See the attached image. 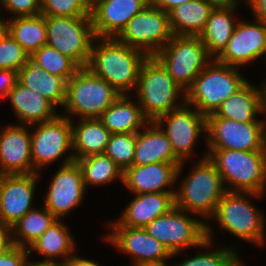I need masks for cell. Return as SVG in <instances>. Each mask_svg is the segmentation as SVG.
Masks as SVG:
<instances>
[{"label": "cell", "instance_id": "obj_1", "mask_svg": "<svg viewBox=\"0 0 266 266\" xmlns=\"http://www.w3.org/2000/svg\"><path fill=\"white\" fill-rule=\"evenodd\" d=\"M92 44L87 68L97 77L106 80L120 94L136 90L140 68L148 55L129 47L116 38L96 37Z\"/></svg>", "mask_w": 266, "mask_h": 266}, {"label": "cell", "instance_id": "obj_2", "mask_svg": "<svg viewBox=\"0 0 266 266\" xmlns=\"http://www.w3.org/2000/svg\"><path fill=\"white\" fill-rule=\"evenodd\" d=\"M206 153L221 175L223 184L231 185L226 191L265 193L266 150L210 149Z\"/></svg>", "mask_w": 266, "mask_h": 266}, {"label": "cell", "instance_id": "obj_3", "mask_svg": "<svg viewBox=\"0 0 266 266\" xmlns=\"http://www.w3.org/2000/svg\"><path fill=\"white\" fill-rule=\"evenodd\" d=\"M238 68L222 64L214 58L195 77L186 91L185 103L206 117L214 114L227 98L248 82Z\"/></svg>", "mask_w": 266, "mask_h": 266}, {"label": "cell", "instance_id": "obj_4", "mask_svg": "<svg viewBox=\"0 0 266 266\" xmlns=\"http://www.w3.org/2000/svg\"><path fill=\"white\" fill-rule=\"evenodd\" d=\"M191 171L175 191V207L205 219L212 218L227 187L207 154Z\"/></svg>", "mask_w": 266, "mask_h": 266}, {"label": "cell", "instance_id": "obj_5", "mask_svg": "<svg viewBox=\"0 0 266 266\" xmlns=\"http://www.w3.org/2000/svg\"><path fill=\"white\" fill-rule=\"evenodd\" d=\"M135 91L138 104L149 121H156L160 116L185 104L186 92L154 56H148L143 62ZM181 94L184 97L177 104Z\"/></svg>", "mask_w": 266, "mask_h": 266}, {"label": "cell", "instance_id": "obj_6", "mask_svg": "<svg viewBox=\"0 0 266 266\" xmlns=\"http://www.w3.org/2000/svg\"><path fill=\"white\" fill-rule=\"evenodd\" d=\"M188 212L173 207L144 227L146 232L162 243L172 257L180 254L186 247L209 248L213 243L209 224L195 219Z\"/></svg>", "mask_w": 266, "mask_h": 266}, {"label": "cell", "instance_id": "obj_7", "mask_svg": "<svg viewBox=\"0 0 266 266\" xmlns=\"http://www.w3.org/2000/svg\"><path fill=\"white\" fill-rule=\"evenodd\" d=\"M121 94L87 67L80 68L68 81L64 117L75 114L83 118H99Z\"/></svg>", "mask_w": 266, "mask_h": 266}, {"label": "cell", "instance_id": "obj_8", "mask_svg": "<svg viewBox=\"0 0 266 266\" xmlns=\"http://www.w3.org/2000/svg\"><path fill=\"white\" fill-rule=\"evenodd\" d=\"M154 57L185 92L212 61L199 36L175 34Z\"/></svg>", "mask_w": 266, "mask_h": 266}, {"label": "cell", "instance_id": "obj_9", "mask_svg": "<svg viewBox=\"0 0 266 266\" xmlns=\"http://www.w3.org/2000/svg\"><path fill=\"white\" fill-rule=\"evenodd\" d=\"M246 194V195H245ZM261 197L262 194L252 192H226L217 205L211 219L229 233L242 240L253 242L261 247L265 239L264 215L247 200L246 197Z\"/></svg>", "mask_w": 266, "mask_h": 266}, {"label": "cell", "instance_id": "obj_10", "mask_svg": "<svg viewBox=\"0 0 266 266\" xmlns=\"http://www.w3.org/2000/svg\"><path fill=\"white\" fill-rule=\"evenodd\" d=\"M47 45L72 59L80 68L87 67L96 36L91 17H47Z\"/></svg>", "mask_w": 266, "mask_h": 266}, {"label": "cell", "instance_id": "obj_11", "mask_svg": "<svg viewBox=\"0 0 266 266\" xmlns=\"http://www.w3.org/2000/svg\"><path fill=\"white\" fill-rule=\"evenodd\" d=\"M172 36L169 13L148 3L129 20L116 39L129 47L143 51L148 56H154Z\"/></svg>", "mask_w": 266, "mask_h": 266}, {"label": "cell", "instance_id": "obj_12", "mask_svg": "<svg viewBox=\"0 0 266 266\" xmlns=\"http://www.w3.org/2000/svg\"><path fill=\"white\" fill-rule=\"evenodd\" d=\"M206 143L209 149L240 151L266 150L263 122H245L227 118H206Z\"/></svg>", "mask_w": 266, "mask_h": 266}, {"label": "cell", "instance_id": "obj_13", "mask_svg": "<svg viewBox=\"0 0 266 266\" xmlns=\"http://www.w3.org/2000/svg\"><path fill=\"white\" fill-rule=\"evenodd\" d=\"M33 125L38 127L30 133L31 157L33 168L40 172L44 165L59 160L73 149L72 120L58 115L53 120Z\"/></svg>", "mask_w": 266, "mask_h": 266}, {"label": "cell", "instance_id": "obj_14", "mask_svg": "<svg viewBox=\"0 0 266 266\" xmlns=\"http://www.w3.org/2000/svg\"><path fill=\"white\" fill-rule=\"evenodd\" d=\"M85 186L80 166L71 153L52 179L44 198V207L58 220L82 202Z\"/></svg>", "mask_w": 266, "mask_h": 266}, {"label": "cell", "instance_id": "obj_15", "mask_svg": "<svg viewBox=\"0 0 266 266\" xmlns=\"http://www.w3.org/2000/svg\"><path fill=\"white\" fill-rule=\"evenodd\" d=\"M111 233L105 237L107 242L113 244L118 250L130 254L133 259L132 266L166 264L172 258L168 249L144 228H132L120 225L118 222L110 223Z\"/></svg>", "mask_w": 266, "mask_h": 266}, {"label": "cell", "instance_id": "obj_16", "mask_svg": "<svg viewBox=\"0 0 266 266\" xmlns=\"http://www.w3.org/2000/svg\"><path fill=\"white\" fill-rule=\"evenodd\" d=\"M186 103L178 109L160 116L155 122L163 127L171 143L174 154L184 163L193 155L195 141L201 132L206 131V116L198 110L189 109ZM164 122V123H163Z\"/></svg>", "mask_w": 266, "mask_h": 266}, {"label": "cell", "instance_id": "obj_17", "mask_svg": "<svg viewBox=\"0 0 266 266\" xmlns=\"http://www.w3.org/2000/svg\"><path fill=\"white\" fill-rule=\"evenodd\" d=\"M39 172L0 175V222L12 226L27 212L31 204Z\"/></svg>", "mask_w": 266, "mask_h": 266}, {"label": "cell", "instance_id": "obj_18", "mask_svg": "<svg viewBox=\"0 0 266 266\" xmlns=\"http://www.w3.org/2000/svg\"><path fill=\"white\" fill-rule=\"evenodd\" d=\"M238 21L223 52L215 58L218 62L238 67L250 63L263 55L266 46V24Z\"/></svg>", "mask_w": 266, "mask_h": 266}, {"label": "cell", "instance_id": "obj_19", "mask_svg": "<svg viewBox=\"0 0 266 266\" xmlns=\"http://www.w3.org/2000/svg\"><path fill=\"white\" fill-rule=\"evenodd\" d=\"M149 0H94L90 16L96 37L116 38Z\"/></svg>", "mask_w": 266, "mask_h": 266}, {"label": "cell", "instance_id": "obj_20", "mask_svg": "<svg viewBox=\"0 0 266 266\" xmlns=\"http://www.w3.org/2000/svg\"><path fill=\"white\" fill-rule=\"evenodd\" d=\"M38 173L31 157V134L27 127L10 125L0 131V175Z\"/></svg>", "mask_w": 266, "mask_h": 266}, {"label": "cell", "instance_id": "obj_21", "mask_svg": "<svg viewBox=\"0 0 266 266\" xmlns=\"http://www.w3.org/2000/svg\"><path fill=\"white\" fill-rule=\"evenodd\" d=\"M181 164L156 162L147 165H132L123 173V184L131 193L175 192L166 189L174 185L182 172Z\"/></svg>", "mask_w": 266, "mask_h": 266}, {"label": "cell", "instance_id": "obj_22", "mask_svg": "<svg viewBox=\"0 0 266 266\" xmlns=\"http://www.w3.org/2000/svg\"><path fill=\"white\" fill-rule=\"evenodd\" d=\"M174 195L175 192L136 194L117 222L126 227L144 228L175 206Z\"/></svg>", "mask_w": 266, "mask_h": 266}, {"label": "cell", "instance_id": "obj_23", "mask_svg": "<svg viewBox=\"0 0 266 266\" xmlns=\"http://www.w3.org/2000/svg\"><path fill=\"white\" fill-rule=\"evenodd\" d=\"M15 116L24 126L47 122L58 116L56 107L41 94L17 81L7 97ZM29 124V125H27Z\"/></svg>", "mask_w": 266, "mask_h": 266}, {"label": "cell", "instance_id": "obj_24", "mask_svg": "<svg viewBox=\"0 0 266 266\" xmlns=\"http://www.w3.org/2000/svg\"><path fill=\"white\" fill-rule=\"evenodd\" d=\"M146 131L136 133V147L133 165H147L156 162L181 164L174 154L169 138L155 121L145 126Z\"/></svg>", "mask_w": 266, "mask_h": 266}, {"label": "cell", "instance_id": "obj_25", "mask_svg": "<svg viewBox=\"0 0 266 266\" xmlns=\"http://www.w3.org/2000/svg\"><path fill=\"white\" fill-rule=\"evenodd\" d=\"M128 94H121L99 117L102 124L112 133H137L150 122L142 108L130 100Z\"/></svg>", "mask_w": 266, "mask_h": 266}, {"label": "cell", "instance_id": "obj_26", "mask_svg": "<svg viewBox=\"0 0 266 266\" xmlns=\"http://www.w3.org/2000/svg\"><path fill=\"white\" fill-rule=\"evenodd\" d=\"M261 90L247 82L235 94L227 98L214 114L206 118H227L240 123L263 122L256 119L261 112Z\"/></svg>", "mask_w": 266, "mask_h": 266}, {"label": "cell", "instance_id": "obj_27", "mask_svg": "<svg viewBox=\"0 0 266 266\" xmlns=\"http://www.w3.org/2000/svg\"><path fill=\"white\" fill-rule=\"evenodd\" d=\"M111 135L99 118H83L76 125H73L72 121V150L75 151V161L93 154L105 153Z\"/></svg>", "mask_w": 266, "mask_h": 266}, {"label": "cell", "instance_id": "obj_28", "mask_svg": "<svg viewBox=\"0 0 266 266\" xmlns=\"http://www.w3.org/2000/svg\"><path fill=\"white\" fill-rule=\"evenodd\" d=\"M18 81L37 91L55 107L63 106L65 103L67 80L47 72L31 60L18 72Z\"/></svg>", "mask_w": 266, "mask_h": 266}, {"label": "cell", "instance_id": "obj_29", "mask_svg": "<svg viewBox=\"0 0 266 266\" xmlns=\"http://www.w3.org/2000/svg\"><path fill=\"white\" fill-rule=\"evenodd\" d=\"M235 8H217L211 11L202 33L199 35L208 54L217 58L226 48L238 22L232 17Z\"/></svg>", "mask_w": 266, "mask_h": 266}, {"label": "cell", "instance_id": "obj_30", "mask_svg": "<svg viewBox=\"0 0 266 266\" xmlns=\"http://www.w3.org/2000/svg\"><path fill=\"white\" fill-rule=\"evenodd\" d=\"M213 8L204 0H191L169 12V24L173 34L199 36Z\"/></svg>", "mask_w": 266, "mask_h": 266}, {"label": "cell", "instance_id": "obj_31", "mask_svg": "<svg viewBox=\"0 0 266 266\" xmlns=\"http://www.w3.org/2000/svg\"><path fill=\"white\" fill-rule=\"evenodd\" d=\"M7 32L31 56L47 45L46 19L42 14L36 16L14 17L4 21Z\"/></svg>", "mask_w": 266, "mask_h": 266}, {"label": "cell", "instance_id": "obj_32", "mask_svg": "<svg viewBox=\"0 0 266 266\" xmlns=\"http://www.w3.org/2000/svg\"><path fill=\"white\" fill-rule=\"evenodd\" d=\"M72 237L66 225L57 219L27 250L29 254L36 250L48 260H55L61 256L64 262L75 251Z\"/></svg>", "mask_w": 266, "mask_h": 266}, {"label": "cell", "instance_id": "obj_33", "mask_svg": "<svg viewBox=\"0 0 266 266\" xmlns=\"http://www.w3.org/2000/svg\"><path fill=\"white\" fill-rule=\"evenodd\" d=\"M56 220L44 206L32 209L11 226L12 244L28 249Z\"/></svg>", "mask_w": 266, "mask_h": 266}, {"label": "cell", "instance_id": "obj_34", "mask_svg": "<svg viewBox=\"0 0 266 266\" xmlns=\"http://www.w3.org/2000/svg\"><path fill=\"white\" fill-rule=\"evenodd\" d=\"M80 166L85 189L87 185H105L115 179L123 182V170L105 153L76 160Z\"/></svg>", "mask_w": 266, "mask_h": 266}, {"label": "cell", "instance_id": "obj_35", "mask_svg": "<svg viewBox=\"0 0 266 266\" xmlns=\"http://www.w3.org/2000/svg\"><path fill=\"white\" fill-rule=\"evenodd\" d=\"M30 60L47 72L67 81L80 69L72 59L48 45L35 51Z\"/></svg>", "mask_w": 266, "mask_h": 266}, {"label": "cell", "instance_id": "obj_36", "mask_svg": "<svg viewBox=\"0 0 266 266\" xmlns=\"http://www.w3.org/2000/svg\"><path fill=\"white\" fill-rule=\"evenodd\" d=\"M135 147L136 133L112 134L105 154L124 172L133 165Z\"/></svg>", "mask_w": 266, "mask_h": 266}, {"label": "cell", "instance_id": "obj_37", "mask_svg": "<svg viewBox=\"0 0 266 266\" xmlns=\"http://www.w3.org/2000/svg\"><path fill=\"white\" fill-rule=\"evenodd\" d=\"M88 0H41V14L47 17H91Z\"/></svg>", "mask_w": 266, "mask_h": 266}, {"label": "cell", "instance_id": "obj_38", "mask_svg": "<svg viewBox=\"0 0 266 266\" xmlns=\"http://www.w3.org/2000/svg\"><path fill=\"white\" fill-rule=\"evenodd\" d=\"M30 60V55L6 32L0 39V69L19 72Z\"/></svg>", "mask_w": 266, "mask_h": 266}, {"label": "cell", "instance_id": "obj_39", "mask_svg": "<svg viewBox=\"0 0 266 266\" xmlns=\"http://www.w3.org/2000/svg\"><path fill=\"white\" fill-rule=\"evenodd\" d=\"M234 248H220L210 252L198 253L190 259L173 266H241Z\"/></svg>", "mask_w": 266, "mask_h": 266}, {"label": "cell", "instance_id": "obj_40", "mask_svg": "<svg viewBox=\"0 0 266 266\" xmlns=\"http://www.w3.org/2000/svg\"><path fill=\"white\" fill-rule=\"evenodd\" d=\"M2 8L16 17L36 16L41 14V0H0Z\"/></svg>", "mask_w": 266, "mask_h": 266}, {"label": "cell", "instance_id": "obj_41", "mask_svg": "<svg viewBox=\"0 0 266 266\" xmlns=\"http://www.w3.org/2000/svg\"><path fill=\"white\" fill-rule=\"evenodd\" d=\"M29 255L26 248L12 245L0 253V266H24Z\"/></svg>", "mask_w": 266, "mask_h": 266}, {"label": "cell", "instance_id": "obj_42", "mask_svg": "<svg viewBox=\"0 0 266 266\" xmlns=\"http://www.w3.org/2000/svg\"><path fill=\"white\" fill-rule=\"evenodd\" d=\"M18 81V72L0 69V98H6Z\"/></svg>", "mask_w": 266, "mask_h": 266}, {"label": "cell", "instance_id": "obj_43", "mask_svg": "<svg viewBox=\"0 0 266 266\" xmlns=\"http://www.w3.org/2000/svg\"><path fill=\"white\" fill-rule=\"evenodd\" d=\"M246 4L252 9L255 19L266 24V0H247Z\"/></svg>", "mask_w": 266, "mask_h": 266}, {"label": "cell", "instance_id": "obj_44", "mask_svg": "<svg viewBox=\"0 0 266 266\" xmlns=\"http://www.w3.org/2000/svg\"><path fill=\"white\" fill-rule=\"evenodd\" d=\"M189 1L191 0H149V4L169 13L173 8Z\"/></svg>", "mask_w": 266, "mask_h": 266}, {"label": "cell", "instance_id": "obj_45", "mask_svg": "<svg viewBox=\"0 0 266 266\" xmlns=\"http://www.w3.org/2000/svg\"><path fill=\"white\" fill-rule=\"evenodd\" d=\"M11 227L0 222V253L12 246Z\"/></svg>", "mask_w": 266, "mask_h": 266}, {"label": "cell", "instance_id": "obj_46", "mask_svg": "<svg viewBox=\"0 0 266 266\" xmlns=\"http://www.w3.org/2000/svg\"><path fill=\"white\" fill-rule=\"evenodd\" d=\"M63 266H100L95 261L85 259L83 257L70 256L66 261L63 262Z\"/></svg>", "mask_w": 266, "mask_h": 266}, {"label": "cell", "instance_id": "obj_47", "mask_svg": "<svg viewBox=\"0 0 266 266\" xmlns=\"http://www.w3.org/2000/svg\"><path fill=\"white\" fill-rule=\"evenodd\" d=\"M213 9L217 8H237V0H204Z\"/></svg>", "mask_w": 266, "mask_h": 266}, {"label": "cell", "instance_id": "obj_48", "mask_svg": "<svg viewBox=\"0 0 266 266\" xmlns=\"http://www.w3.org/2000/svg\"><path fill=\"white\" fill-rule=\"evenodd\" d=\"M24 266H63V261L57 262V259H56V261L45 259L44 261H40V262L35 261L33 263V262H29L26 259Z\"/></svg>", "mask_w": 266, "mask_h": 266}, {"label": "cell", "instance_id": "obj_49", "mask_svg": "<svg viewBox=\"0 0 266 266\" xmlns=\"http://www.w3.org/2000/svg\"><path fill=\"white\" fill-rule=\"evenodd\" d=\"M262 86H263V88H261V104H260L261 106H260V110H261V112L266 114V81H265V83ZM263 123H264V128H265V131H266V120H265V122L263 120Z\"/></svg>", "mask_w": 266, "mask_h": 266}, {"label": "cell", "instance_id": "obj_50", "mask_svg": "<svg viewBox=\"0 0 266 266\" xmlns=\"http://www.w3.org/2000/svg\"><path fill=\"white\" fill-rule=\"evenodd\" d=\"M7 32L6 25L4 23V20H0V39L1 37Z\"/></svg>", "mask_w": 266, "mask_h": 266}, {"label": "cell", "instance_id": "obj_51", "mask_svg": "<svg viewBox=\"0 0 266 266\" xmlns=\"http://www.w3.org/2000/svg\"><path fill=\"white\" fill-rule=\"evenodd\" d=\"M145 266H168V264H159V265H145Z\"/></svg>", "mask_w": 266, "mask_h": 266}, {"label": "cell", "instance_id": "obj_52", "mask_svg": "<svg viewBox=\"0 0 266 266\" xmlns=\"http://www.w3.org/2000/svg\"><path fill=\"white\" fill-rule=\"evenodd\" d=\"M264 54L266 55V46H265V48H264V52H263V55H264Z\"/></svg>", "mask_w": 266, "mask_h": 266}]
</instances>
